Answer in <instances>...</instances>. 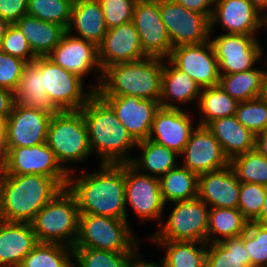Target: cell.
Segmentation results:
<instances>
[{
  "label": "cell",
  "instance_id": "cell-32",
  "mask_svg": "<svg viewBox=\"0 0 267 267\" xmlns=\"http://www.w3.org/2000/svg\"><path fill=\"white\" fill-rule=\"evenodd\" d=\"M159 182L165 205L198 197V175L181 164L161 176Z\"/></svg>",
  "mask_w": 267,
  "mask_h": 267
},
{
  "label": "cell",
  "instance_id": "cell-21",
  "mask_svg": "<svg viewBox=\"0 0 267 267\" xmlns=\"http://www.w3.org/2000/svg\"><path fill=\"white\" fill-rule=\"evenodd\" d=\"M190 112L192 110L160 106L155 114L148 139L181 154L189 141L191 132L198 125L193 121L196 120L193 117L194 111Z\"/></svg>",
  "mask_w": 267,
  "mask_h": 267
},
{
  "label": "cell",
  "instance_id": "cell-34",
  "mask_svg": "<svg viewBox=\"0 0 267 267\" xmlns=\"http://www.w3.org/2000/svg\"><path fill=\"white\" fill-rule=\"evenodd\" d=\"M248 223L238 208H210L206 243L241 236L247 230Z\"/></svg>",
  "mask_w": 267,
  "mask_h": 267
},
{
  "label": "cell",
  "instance_id": "cell-44",
  "mask_svg": "<svg viewBox=\"0 0 267 267\" xmlns=\"http://www.w3.org/2000/svg\"><path fill=\"white\" fill-rule=\"evenodd\" d=\"M108 29L132 22L137 0H98Z\"/></svg>",
  "mask_w": 267,
  "mask_h": 267
},
{
  "label": "cell",
  "instance_id": "cell-27",
  "mask_svg": "<svg viewBox=\"0 0 267 267\" xmlns=\"http://www.w3.org/2000/svg\"><path fill=\"white\" fill-rule=\"evenodd\" d=\"M14 96L15 103L23 107L34 108L50 116L59 112L44 89L43 75L39 68V57L25 64Z\"/></svg>",
  "mask_w": 267,
  "mask_h": 267
},
{
  "label": "cell",
  "instance_id": "cell-41",
  "mask_svg": "<svg viewBox=\"0 0 267 267\" xmlns=\"http://www.w3.org/2000/svg\"><path fill=\"white\" fill-rule=\"evenodd\" d=\"M235 116L245 128L257 135L267 129V99L258 97L238 102Z\"/></svg>",
  "mask_w": 267,
  "mask_h": 267
},
{
  "label": "cell",
  "instance_id": "cell-14",
  "mask_svg": "<svg viewBox=\"0 0 267 267\" xmlns=\"http://www.w3.org/2000/svg\"><path fill=\"white\" fill-rule=\"evenodd\" d=\"M6 161L7 174H40L52 177L62 188L67 186L69 174L47 143L32 147H7Z\"/></svg>",
  "mask_w": 267,
  "mask_h": 267
},
{
  "label": "cell",
  "instance_id": "cell-15",
  "mask_svg": "<svg viewBox=\"0 0 267 267\" xmlns=\"http://www.w3.org/2000/svg\"><path fill=\"white\" fill-rule=\"evenodd\" d=\"M132 22L140 36L144 54L167 59L173 47L162 22L159 0H137Z\"/></svg>",
  "mask_w": 267,
  "mask_h": 267
},
{
  "label": "cell",
  "instance_id": "cell-58",
  "mask_svg": "<svg viewBox=\"0 0 267 267\" xmlns=\"http://www.w3.org/2000/svg\"><path fill=\"white\" fill-rule=\"evenodd\" d=\"M9 25H10V23L7 20L2 19L0 17V44L2 42V39L5 36V33H6L7 29H8V27H9Z\"/></svg>",
  "mask_w": 267,
  "mask_h": 267
},
{
  "label": "cell",
  "instance_id": "cell-53",
  "mask_svg": "<svg viewBox=\"0 0 267 267\" xmlns=\"http://www.w3.org/2000/svg\"><path fill=\"white\" fill-rule=\"evenodd\" d=\"M256 223L267 225V187L264 196V202L262 204L261 212L259 216L254 220Z\"/></svg>",
  "mask_w": 267,
  "mask_h": 267
},
{
  "label": "cell",
  "instance_id": "cell-45",
  "mask_svg": "<svg viewBox=\"0 0 267 267\" xmlns=\"http://www.w3.org/2000/svg\"><path fill=\"white\" fill-rule=\"evenodd\" d=\"M0 50L26 62L34 61L37 58L26 38L15 24L9 25L0 44Z\"/></svg>",
  "mask_w": 267,
  "mask_h": 267
},
{
  "label": "cell",
  "instance_id": "cell-40",
  "mask_svg": "<svg viewBox=\"0 0 267 267\" xmlns=\"http://www.w3.org/2000/svg\"><path fill=\"white\" fill-rule=\"evenodd\" d=\"M72 0H28L27 15L68 28Z\"/></svg>",
  "mask_w": 267,
  "mask_h": 267
},
{
  "label": "cell",
  "instance_id": "cell-26",
  "mask_svg": "<svg viewBox=\"0 0 267 267\" xmlns=\"http://www.w3.org/2000/svg\"><path fill=\"white\" fill-rule=\"evenodd\" d=\"M38 243L31 223L7 222L0 228V267H19Z\"/></svg>",
  "mask_w": 267,
  "mask_h": 267
},
{
  "label": "cell",
  "instance_id": "cell-35",
  "mask_svg": "<svg viewBox=\"0 0 267 267\" xmlns=\"http://www.w3.org/2000/svg\"><path fill=\"white\" fill-rule=\"evenodd\" d=\"M205 267H250V257L244 247V233L207 244Z\"/></svg>",
  "mask_w": 267,
  "mask_h": 267
},
{
  "label": "cell",
  "instance_id": "cell-37",
  "mask_svg": "<svg viewBox=\"0 0 267 267\" xmlns=\"http://www.w3.org/2000/svg\"><path fill=\"white\" fill-rule=\"evenodd\" d=\"M19 267H73V248L58 243H38Z\"/></svg>",
  "mask_w": 267,
  "mask_h": 267
},
{
  "label": "cell",
  "instance_id": "cell-36",
  "mask_svg": "<svg viewBox=\"0 0 267 267\" xmlns=\"http://www.w3.org/2000/svg\"><path fill=\"white\" fill-rule=\"evenodd\" d=\"M219 86L237 102L261 97L262 67H255L240 73L220 75Z\"/></svg>",
  "mask_w": 267,
  "mask_h": 267
},
{
  "label": "cell",
  "instance_id": "cell-51",
  "mask_svg": "<svg viewBox=\"0 0 267 267\" xmlns=\"http://www.w3.org/2000/svg\"><path fill=\"white\" fill-rule=\"evenodd\" d=\"M255 149L267 158V129L256 135Z\"/></svg>",
  "mask_w": 267,
  "mask_h": 267
},
{
  "label": "cell",
  "instance_id": "cell-49",
  "mask_svg": "<svg viewBox=\"0 0 267 267\" xmlns=\"http://www.w3.org/2000/svg\"><path fill=\"white\" fill-rule=\"evenodd\" d=\"M15 104L14 92L0 87V117L8 118Z\"/></svg>",
  "mask_w": 267,
  "mask_h": 267
},
{
  "label": "cell",
  "instance_id": "cell-3",
  "mask_svg": "<svg viewBox=\"0 0 267 267\" xmlns=\"http://www.w3.org/2000/svg\"><path fill=\"white\" fill-rule=\"evenodd\" d=\"M164 59L145 57L115 63L103 70L99 96L132 95L160 102Z\"/></svg>",
  "mask_w": 267,
  "mask_h": 267
},
{
  "label": "cell",
  "instance_id": "cell-50",
  "mask_svg": "<svg viewBox=\"0 0 267 267\" xmlns=\"http://www.w3.org/2000/svg\"><path fill=\"white\" fill-rule=\"evenodd\" d=\"M141 247L133 254L128 267H165L163 260L161 258H157V261L154 262V259L148 260L144 259L141 254ZM159 259V260H158Z\"/></svg>",
  "mask_w": 267,
  "mask_h": 267
},
{
  "label": "cell",
  "instance_id": "cell-7",
  "mask_svg": "<svg viewBox=\"0 0 267 267\" xmlns=\"http://www.w3.org/2000/svg\"><path fill=\"white\" fill-rule=\"evenodd\" d=\"M79 215L75 196L67 187L61 189L31 222L38 242L73 248L78 236Z\"/></svg>",
  "mask_w": 267,
  "mask_h": 267
},
{
  "label": "cell",
  "instance_id": "cell-52",
  "mask_svg": "<svg viewBox=\"0 0 267 267\" xmlns=\"http://www.w3.org/2000/svg\"><path fill=\"white\" fill-rule=\"evenodd\" d=\"M7 119L0 117V151L7 154V137H6Z\"/></svg>",
  "mask_w": 267,
  "mask_h": 267
},
{
  "label": "cell",
  "instance_id": "cell-28",
  "mask_svg": "<svg viewBox=\"0 0 267 267\" xmlns=\"http://www.w3.org/2000/svg\"><path fill=\"white\" fill-rule=\"evenodd\" d=\"M207 128L218 140L229 160L255 149L256 135L245 128L235 115L215 119Z\"/></svg>",
  "mask_w": 267,
  "mask_h": 267
},
{
  "label": "cell",
  "instance_id": "cell-12",
  "mask_svg": "<svg viewBox=\"0 0 267 267\" xmlns=\"http://www.w3.org/2000/svg\"><path fill=\"white\" fill-rule=\"evenodd\" d=\"M47 57L66 71L76 74L85 82L92 73L93 76H96L93 90L95 92L98 90L102 81L103 70L98 60V47L94 43L73 36L66 31L59 44Z\"/></svg>",
  "mask_w": 267,
  "mask_h": 267
},
{
  "label": "cell",
  "instance_id": "cell-33",
  "mask_svg": "<svg viewBox=\"0 0 267 267\" xmlns=\"http://www.w3.org/2000/svg\"><path fill=\"white\" fill-rule=\"evenodd\" d=\"M238 102L230 97L219 85L203 88L194 112H198L196 123L207 126L215 119L236 114ZM198 110V111H197Z\"/></svg>",
  "mask_w": 267,
  "mask_h": 267
},
{
  "label": "cell",
  "instance_id": "cell-39",
  "mask_svg": "<svg viewBox=\"0 0 267 267\" xmlns=\"http://www.w3.org/2000/svg\"><path fill=\"white\" fill-rule=\"evenodd\" d=\"M133 254L73 248V267H128Z\"/></svg>",
  "mask_w": 267,
  "mask_h": 267
},
{
  "label": "cell",
  "instance_id": "cell-30",
  "mask_svg": "<svg viewBox=\"0 0 267 267\" xmlns=\"http://www.w3.org/2000/svg\"><path fill=\"white\" fill-rule=\"evenodd\" d=\"M14 24L26 38L37 57L48 56L66 32V29L60 25L30 15L23 16Z\"/></svg>",
  "mask_w": 267,
  "mask_h": 267
},
{
  "label": "cell",
  "instance_id": "cell-13",
  "mask_svg": "<svg viewBox=\"0 0 267 267\" xmlns=\"http://www.w3.org/2000/svg\"><path fill=\"white\" fill-rule=\"evenodd\" d=\"M159 9L172 47L209 41L210 19L173 0H159Z\"/></svg>",
  "mask_w": 267,
  "mask_h": 267
},
{
  "label": "cell",
  "instance_id": "cell-23",
  "mask_svg": "<svg viewBox=\"0 0 267 267\" xmlns=\"http://www.w3.org/2000/svg\"><path fill=\"white\" fill-rule=\"evenodd\" d=\"M240 181L231 166L198 175V197L209 208H238Z\"/></svg>",
  "mask_w": 267,
  "mask_h": 267
},
{
  "label": "cell",
  "instance_id": "cell-9",
  "mask_svg": "<svg viewBox=\"0 0 267 267\" xmlns=\"http://www.w3.org/2000/svg\"><path fill=\"white\" fill-rule=\"evenodd\" d=\"M39 68L43 75L46 94L59 111L80 110L95 93L94 82L90 80L87 84L82 78L61 68L47 56L39 57Z\"/></svg>",
  "mask_w": 267,
  "mask_h": 267
},
{
  "label": "cell",
  "instance_id": "cell-11",
  "mask_svg": "<svg viewBox=\"0 0 267 267\" xmlns=\"http://www.w3.org/2000/svg\"><path fill=\"white\" fill-rule=\"evenodd\" d=\"M125 204L140 224L152 221L158 226L166 217L159 178L139 172L130 163L125 164Z\"/></svg>",
  "mask_w": 267,
  "mask_h": 267
},
{
  "label": "cell",
  "instance_id": "cell-2",
  "mask_svg": "<svg viewBox=\"0 0 267 267\" xmlns=\"http://www.w3.org/2000/svg\"><path fill=\"white\" fill-rule=\"evenodd\" d=\"M85 119L92 155L98 164L130 163L137 141L120 123L113 109L95 92L80 109ZM99 160V161H98Z\"/></svg>",
  "mask_w": 267,
  "mask_h": 267
},
{
  "label": "cell",
  "instance_id": "cell-6",
  "mask_svg": "<svg viewBox=\"0 0 267 267\" xmlns=\"http://www.w3.org/2000/svg\"><path fill=\"white\" fill-rule=\"evenodd\" d=\"M131 226L126 219L80 214L78 236L73 248L135 253L142 246V242Z\"/></svg>",
  "mask_w": 267,
  "mask_h": 267
},
{
  "label": "cell",
  "instance_id": "cell-59",
  "mask_svg": "<svg viewBox=\"0 0 267 267\" xmlns=\"http://www.w3.org/2000/svg\"><path fill=\"white\" fill-rule=\"evenodd\" d=\"M267 31V15L265 16V21H264V31Z\"/></svg>",
  "mask_w": 267,
  "mask_h": 267
},
{
  "label": "cell",
  "instance_id": "cell-25",
  "mask_svg": "<svg viewBox=\"0 0 267 267\" xmlns=\"http://www.w3.org/2000/svg\"><path fill=\"white\" fill-rule=\"evenodd\" d=\"M108 27L98 0H77L73 2L70 23L66 31L76 37L94 43H102Z\"/></svg>",
  "mask_w": 267,
  "mask_h": 267
},
{
  "label": "cell",
  "instance_id": "cell-22",
  "mask_svg": "<svg viewBox=\"0 0 267 267\" xmlns=\"http://www.w3.org/2000/svg\"><path fill=\"white\" fill-rule=\"evenodd\" d=\"M145 57L133 22L108 29L98 46V60L102 70L115 63L138 61Z\"/></svg>",
  "mask_w": 267,
  "mask_h": 267
},
{
  "label": "cell",
  "instance_id": "cell-18",
  "mask_svg": "<svg viewBox=\"0 0 267 267\" xmlns=\"http://www.w3.org/2000/svg\"><path fill=\"white\" fill-rule=\"evenodd\" d=\"M180 157V164L197 175L223 169L230 163L213 133L200 125L191 132Z\"/></svg>",
  "mask_w": 267,
  "mask_h": 267
},
{
  "label": "cell",
  "instance_id": "cell-24",
  "mask_svg": "<svg viewBox=\"0 0 267 267\" xmlns=\"http://www.w3.org/2000/svg\"><path fill=\"white\" fill-rule=\"evenodd\" d=\"M199 85L182 70L175 67L168 59H164L160 105L165 108H196L201 94ZM194 104V105H193ZM193 105V106H192Z\"/></svg>",
  "mask_w": 267,
  "mask_h": 267
},
{
  "label": "cell",
  "instance_id": "cell-1",
  "mask_svg": "<svg viewBox=\"0 0 267 267\" xmlns=\"http://www.w3.org/2000/svg\"><path fill=\"white\" fill-rule=\"evenodd\" d=\"M77 170V174H69L66 187L75 196L79 214L109 216L131 222L125 204V164H99L90 172L86 167Z\"/></svg>",
  "mask_w": 267,
  "mask_h": 267
},
{
  "label": "cell",
  "instance_id": "cell-29",
  "mask_svg": "<svg viewBox=\"0 0 267 267\" xmlns=\"http://www.w3.org/2000/svg\"><path fill=\"white\" fill-rule=\"evenodd\" d=\"M136 149L141 153L130 164L143 174L160 178L180 164V154L150 139L138 141Z\"/></svg>",
  "mask_w": 267,
  "mask_h": 267
},
{
  "label": "cell",
  "instance_id": "cell-4",
  "mask_svg": "<svg viewBox=\"0 0 267 267\" xmlns=\"http://www.w3.org/2000/svg\"><path fill=\"white\" fill-rule=\"evenodd\" d=\"M0 189L7 221L31 223L36 214L63 188L49 176L7 174Z\"/></svg>",
  "mask_w": 267,
  "mask_h": 267
},
{
  "label": "cell",
  "instance_id": "cell-17",
  "mask_svg": "<svg viewBox=\"0 0 267 267\" xmlns=\"http://www.w3.org/2000/svg\"><path fill=\"white\" fill-rule=\"evenodd\" d=\"M264 21L265 16L250 0H215L210 35L216 34V28H220L223 31L221 33L259 35L264 28Z\"/></svg>",
  "mask_w": 267,
  "mask_h": 267
},
{
  "label": "cell",
  "instance_id": "cell-8",
  "mask_svg": "<svg viewBox=\"0 0 267 267\" xmlns=\"http://www.w3.org/2000/svg\"><path fill=\"white\" fill-rule=\"evenodd\" d=\"M172 206V207H171ZM158 230L146 237V240H167L206 243L209 207L199 197L165 205V214Z\"/></svg>",
  "mask_w": 267,
  "mask_h": 267
},
{
  "label": "cell",
  "instance_id": "cell-48",
  "mask_svg": "<svg viewBox=\"0 0 267 267\" xmlns=\"http://www.w3.org/2000/svg\"><path fill=\"white\" fill-rule=\"evenodd\" d=\"M186 9L206 15L211 19L214 11L215 0H173Z\"/></svg>",
  "mask_w": 267,
  "mask_h": 267
},
{
  "label": "cell",
  "instance_id": "cell-19",
  "mask_svg": "<svg viewBox=\"0 0 267 267\" xmlns=\"http://www.w3.org/2000/svg\"><path fill=\"white\" fill-rule=\"evenodd\" d=\"M114 111L131 136L138 142L149 138L160 103L127 96H100Z\"/></svg>",
  "mask_w": 267,
  "mask_h": 267
},
{
  "label": "cell",
  "instance_id": "cell-10",
  "mask_svg": "<svg viewBox=\"0 0 267 267\" xmlns=\"http://www.w3.org/2000/svg\"><path fill=\"white\" fill-rule=\"evenodd\" d=\"M220 75L252 70L265 58L258 35L219 33L210 35ZM264 55V56H263Z\"/></svg>",
  "mask_w": 267,
  "mask_h": 267
},
{
  "label": "cell",
  "instance_id": "cell-54",
  "mask_svg": "<svg viewBox=\"0 0 267 267\" xmlns=\"http://www.w3.org/2000/svg\"><path fill=\"white\" fill-rule=\"evenodd\" d=\"M7 175V161H6V153L4 151H0V186L3 183L4 179Z\"/></svg>",
  "mask_w": 267,
  "mask_h": 267
},
{
  "label": "cell",
  "instance_id": "cell-56",
  "mask_svg": "<svg viewBox=\"0 0 267 267\" xmlns=\"http://www.w3.org/2000/svg\"><path fill=\"white\" fill-rule=\"evenodd\" d=\"M253 6L263 15H267V0H250Z\"/></svg>",
  "mask_w": 267,
  "mask_h": 267
},
{
  "label": "cell",
  "instance_id": "cell-57",
  "mask_svg": "<svg viewBox=\"0 0 267 267\" xmlns=\"http://www.w3.org/2000/svg\"><path fill=\"white\" fill-rule=\"evenodd\" d=\"M8 221L5 216V208H4V199H3V194L0 189V228L6 224Z\"/></svg>",
  "mask_w": 267,
  "mask_h": 267
},
{
  "label": "cell",
  "instance_id": "cell-55",
  "mask_svg": "<svg viewBox=\"0 0 267 267\" xmlns=\"http://www.w3.org/2000/svg\"><path fill=\"white\" fill-rule=\"evenodd\" d=\"M265 66L266 68L264 69L262 67V94L261 97L266 98L267 99V56H265Z\"/></svg>",
  "mask_w": 267,
  "mask_h": 267
},
{
  "label": "cell",
  "instance_id": "cell-47",
  "mask_svg": "<svg viewBox=\"0 0 267 267\" xmlns=\"http://www.w3.org/2000/svg\"><path fill=\"white\" fill-rule=\"evenodd\" d=\"M28 0H0V17L10 24L27 15Z\"/></svg>",
  "mask_w": 267,
  "mask_h": 267
},
{
  "label": "cell",
  "instance_id": "cell-43",
  "mask_svg": "<svg viewBox=\"0 0 267 267\" xmlns=\"http://www.w3.org/2000/svg\"><path fill=\"white\" fill-rule=\"evenodd\" d=\"M265 191L266 187L263 185L240 182L238 209L249 222L259 216Z\"/></svg>",
  "mask_w": 267,
  "mask_h": 267
},
{
  "label": "cell",
  "instance_id": "cell-16",
  "mask_svg": "<svg viewBox=\"0 0 267 267\" xmlns=\"http://www.w3.org/2000/svg\"><path fill=\"white\" fill-rule=\"evenodd\" d=\"M167 59L201 89L219 85L218 62L210 41L173 47Z\"/></svg>",
  "mask_w": 267,
  "mask_h": 267
},
{
  "label": "cell",
  "instance_id": "cell-38",
  "mask_svg": "<svg viewBox=\"0 0 267 267\" xmlns=\"http://www.w3.org/2000/svg\"><path fill=\"white\" fill-rule=\"evenodd\" d=\"M229 165L240 182L267 187V158L256 149L234 157Z\"/></svg>",
  "mask_w": 267,
  "mask_h": 267
},
{
  "label": "cell",
  "instance_id": "cell-20",
  "mask_svg": "<svg viewBox=\"0 0 267 267\" xmlns=\"http://www.w3.org/2000/svg\"><path fill=\"white\" fill-rule=\"evenodd\" d=\"M49 114L14 104L7 118V147H32L47 141Z\"/></svg>",
  "mask_w": 267,
  "mask_h": 267
},
{
  "label": "cell",
  "instance_id": "cell-46",
  "mask_svg": "<svg viewBox=\"0 0 267 267\" xmlns=\"http://www.w3.org/2000/svg\"><path fill=\"white\" fill-rule=\"evenodd\" d=\"M26 63L0 50V87L15 92Z\"/></svg>",
  "mask_w": 267,
  "mask_h": 267
},
{
  "label": "cell",
  "instance_id": "cell-5",
  "mask_svg": "<svg viewBox=\"0 0 267 267\" xmlns=\"http://www.w3.org/2000/svg\"><path fill=\"white\" fill-rule=\"evenodd\" d=\"M46 143L68 174L76 171L74 168L77 164L82 165L91 156L94 158L87 125L80 110L59 111L53 115L49 122Z\"/></svg>",
  "mask_w": 267,
  "mask_h": 267
},
{
  "label": "cell",
  "instance_id": "cell-31",
  "mask_svg": "<svg viewBox=\"0 0 267 267\" xmlns=\"http://www.w3.org/2000/svg\"><path fill=\"white\" fill-rule=\"evenodd\" d=\"M150 244L163 251L165 267H205L207 243L186 242V241H167V240H146Z\"/></svg>",
  "mask_w": 267,
  "mask_h": 267
},
{
  "label": "cell",
  "instance_id": "cell-42",
  "mask_svg": "<svg viewBox=\"0 0 267 267\" xmlns=\"http://www.w3.org/2000/svg\"><path fill=\"white\" fill-rule=\"evenodd\" d=\"M244 247L250 257V267H267V225L249 222L244 232Z\"/></svg>",
  "mask_w": 267,
  "mask_h": 267
}]
</instances>
